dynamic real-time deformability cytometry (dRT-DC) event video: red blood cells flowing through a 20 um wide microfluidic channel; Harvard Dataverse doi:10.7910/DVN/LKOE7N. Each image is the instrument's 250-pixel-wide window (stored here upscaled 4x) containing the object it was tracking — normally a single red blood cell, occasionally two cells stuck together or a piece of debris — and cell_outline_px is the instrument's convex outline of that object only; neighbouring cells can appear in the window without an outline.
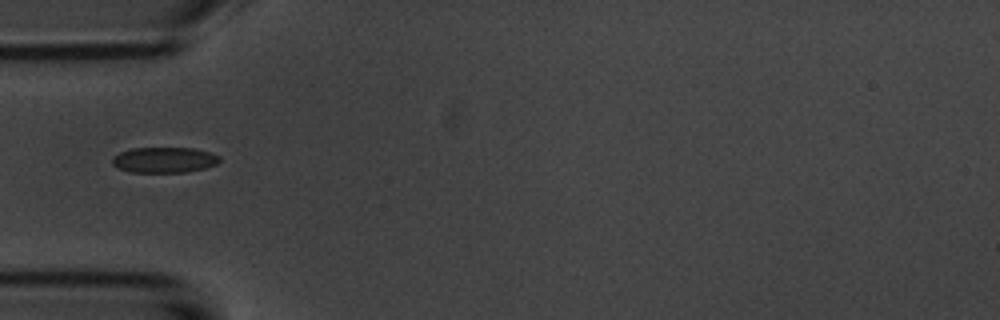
{"species": "common noctule bat (a hibernating species)", "species_latin": "Nyctalus noctula", "temperature_condition": "room temperature", "stored_images_in_passage": 3, "camera_frame_rate_fps": 3000, "um_per_image_px": 0.085, "animal": {"sex": "male", "body_mass_g": 20.1, "forearm_length_mm": 53.5}, "frame": {"image": 1, "passage_image": 1, "time_ms": 0.0, "image_size_px": [1000, 320], "cell_outline_px": [[220, 160], [216, 164], [204, 168], [188, 172], [132, 172], [120, 168], [112, 164], [112, 156], [120, 152], [132, 148], [192, 148], [208, 152], [220, 156]], "centroid_in_image_um": [13.95, 13.59], "position_along_channel_um": 71.1, "area_um2": 15.9}}
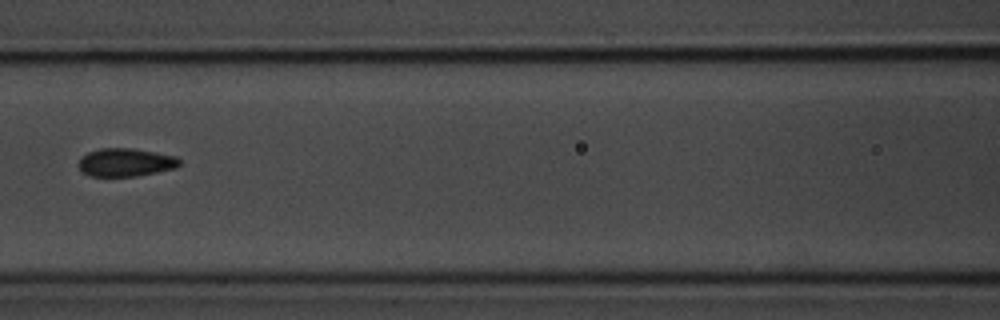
{"frame": {"image": 2, "passage_image": 3, "time_ms": 2.333, "image_size_px": [1000, 320], "cell_outline_px": [[180, 164], [176, 168], [136, 176], [88, 176], [80, 168], [80, 160], [88, 152], [100, 148], [132, 148], [176, 156], [180, 160]], "centroid_in_image_um": [10.71, 13.8], "position_along_channel_um": 155.9, "area_um2": 16.36}}